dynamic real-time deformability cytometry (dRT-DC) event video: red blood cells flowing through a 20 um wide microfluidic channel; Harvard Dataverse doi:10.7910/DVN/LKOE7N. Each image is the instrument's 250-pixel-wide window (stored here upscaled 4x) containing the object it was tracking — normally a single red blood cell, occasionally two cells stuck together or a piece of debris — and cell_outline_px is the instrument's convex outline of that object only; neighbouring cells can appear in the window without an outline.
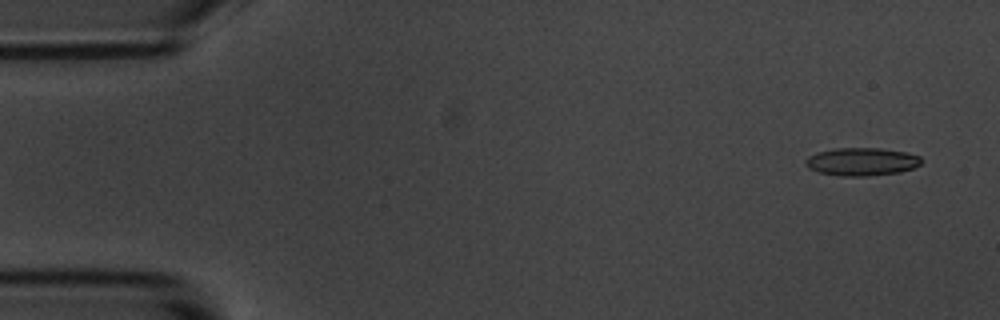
{"species": "common noctule bat (a hibernating species)", "species_latin": "Nyctalus noctula", "temperature_condition": "room temperature", "stored_images_in_passage": 6, "camera_frame_rate_fps": 3000, "um_per_image_px": 0.085, "animal": {"sex": "male", "body_mass_g": 20.1, "forearm_length_mm": 53.5}, "frame": {"image": 1, "passage_image": 1, "time_ms": 0.0, "image_size_px": [1000, 320], "cell_outline_px": [[920, 164], [912, 168], [900, 172], [868, 176], [840, 176], [820, 172], [808, 168], [804, 164], [804, 160], [808, 156], [816, 152], [836, 148], [880, 148], [904, 152], [920, 156]], "centroid_in_image_um": [73.19, 13.74], "position_along_channel_um": 11.8, "area_um2": 18.84}}
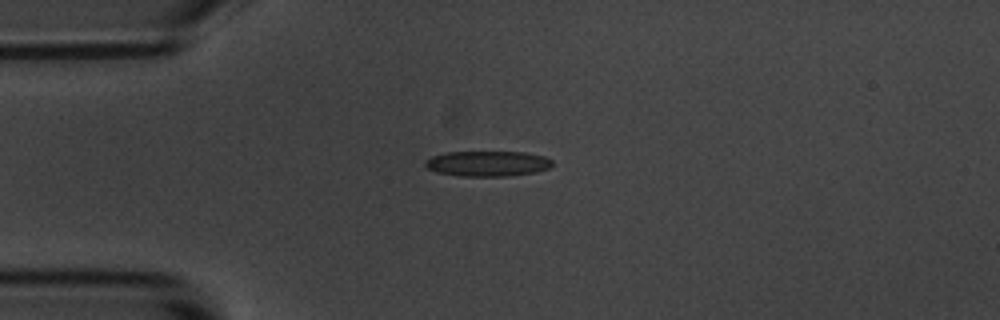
{"frame": {"image": 2, "passage_image": 4, "time_ms": 3.667, "image_size_px": [1000, 320], "cell_outline_px": [[552, 164], [548, 168], [536, 172], [508, 176], [456, 176], [436, 172], [428, 168], [424, 164], [424, 160], [432, 156], [448, 152], [524, 152], [544, 156], [552, 160]], "centroid_in_image_um": [41.42, 13.91], "position_along_channel_um": 43.6, "area_um2": 18.84}}